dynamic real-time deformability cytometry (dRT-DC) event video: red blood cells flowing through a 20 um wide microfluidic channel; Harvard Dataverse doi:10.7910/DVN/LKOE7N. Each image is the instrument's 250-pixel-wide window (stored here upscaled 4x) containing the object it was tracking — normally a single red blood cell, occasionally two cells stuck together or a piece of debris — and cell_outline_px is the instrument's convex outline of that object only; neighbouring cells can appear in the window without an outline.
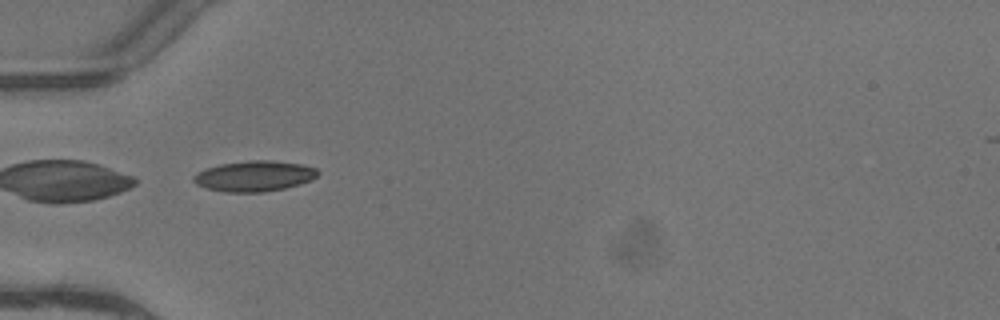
{"species": "common noctule bat (a hibernating species)", "species_latin": "Nyctalus noctula", "temperature_condition": "warm", "stored_images_in_passage": 7, "camera_frame_rate_fps": 3000, "um_per_image_px": 0.085, "animal": {"sex": "female"}, "frame": {"image": 1, "passage_image": 4, "time_ms": 1.0, "image_size_px": [1000, 320], "cell_outline_px": [[320, 172], [312, 180], [300, 184], [284, 188], [264, 192], [224, 192], [208, 188], [196, 184], [192, 180], [192, 176], [208, 168], [220, 164], [248, 160], [272, 160], [300, 164], [316, 168]], "centroid_in_image_um": [21.64, 14.96], "position_along_channel_um": 63.4, "area_um2": 22.08}}
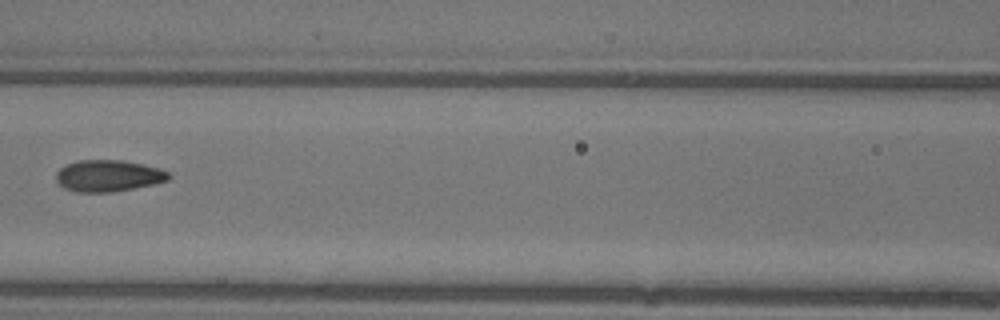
{"frame": {"image": 2, "passage_image": 6, "time_ms": 1.667, "image_size_px": [1000, 320], "cell_outline_px": [[172, 176], [168, 180], [152, 184], [112, 192], [80, 192], [64, 188], [56, 180], [56, 172], [60, 168], [68, 164], [80, 160], [124, 160], [160, 168], [168, 172]], "centroid_in_image_um": [9.21, 14.93], "position_along_channel_um": 157.4, "area_um2": 20.58}}
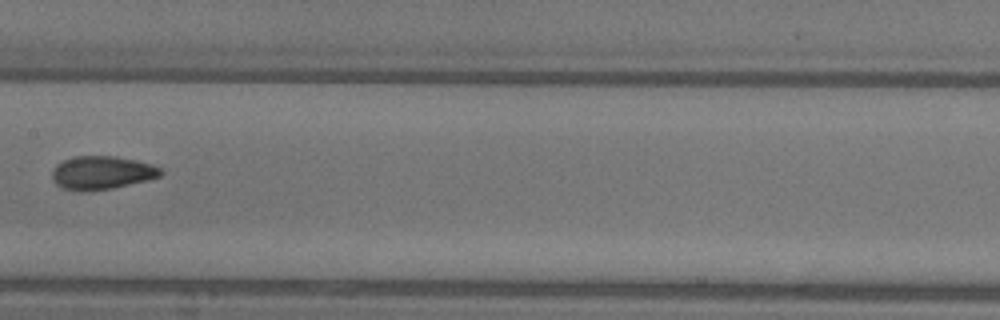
{"frame": {"image": 3, "passage_image": 7, "time_ms": 2.0, "image_size_px": [1000, 320], "cell_outline_px": [[164, 172], [160, 176], [148, 180], [112, 188], [64, 188], [56, 184], [52, 180], [52, 172], [56, 164], [64, 160], [76, 156], [116, 156], [152, 164], [160, 168]], "centroid_in_image_um": [8.69, 14.63], "position_along_channel_um": 198.7, "area_um2": 20.4}}